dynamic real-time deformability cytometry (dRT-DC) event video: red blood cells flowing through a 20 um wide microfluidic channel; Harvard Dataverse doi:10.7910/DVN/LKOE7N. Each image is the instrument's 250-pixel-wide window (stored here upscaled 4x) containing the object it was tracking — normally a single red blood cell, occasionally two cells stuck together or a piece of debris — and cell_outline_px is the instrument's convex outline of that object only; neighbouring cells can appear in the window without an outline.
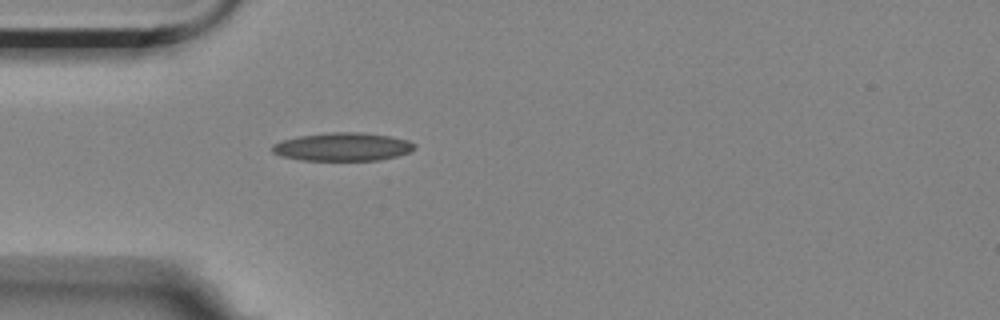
{"species": "Egyptian fruit bat (a non-hibernating species)", "species_latin": "Rousettus aegyptiacus", "temperature_condition": "room temperature", "stored_images_in_passage": 1, "camera_frame_rate_fps": 3000, "um_per_image_px": 0.085, "animal": {"sex": "female"}, "frame": {"image": 1, "passage_image": 1, "time_ms": 0.0, "image_size_px": [1000, 320], "cell_outline_px": [[416, 148], [408, 152], [396, 156], [380, 160], [300, 160], [280, 156], [272, 152], [272, 144], [284, 140], [300, 136], [332, 132], [364, 132], [388, 136], [408, 140], [416, 144]], "centroid_in_image_um": [29.13, 12.48], "position_along_channel_um": 55.9, "area_um2": 23.35}}